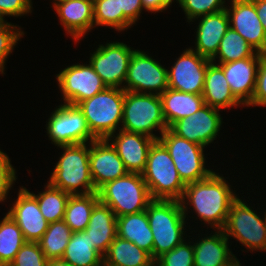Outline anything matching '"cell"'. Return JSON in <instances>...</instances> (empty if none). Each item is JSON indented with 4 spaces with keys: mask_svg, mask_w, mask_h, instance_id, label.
Instances as JSON below:
<instances>
[{
    "mask_svg": "<svg viewBox=\"0 0 266 266\" xmlns=\"http://www.w3.org/2000/svg\"><path fill=\"white\" fill-rule=\"evenodd\" d=\"M235 195L225 178L213 171L205 179L186 184L180 202L185 215L188 209L185 205H192L197 216L202 219L201 221L211 225V228L213 226L217 230H222L230 206L237 198Z\"/></svg>",
    "mask_w": 266,
    "mask_h": 266,
    "instance_id": "cell-1",
    "label": "cell"
},
{
    "mask_svg": "<svg viewBox=\"0 0 266 266\" xmlns=\"http://www.w3.org/2000/svg\"><path fill=\"white\" fill-rule=\"evenodd\" d=\"M153 234V259L171 251L183 240L186 215L178 200L153 199L146 208Z\"/></svg>",
    "mask_w": 266,
    "mask_h": 266,
    "instance_id": "cell-2",
    "label": "cell"
},
{
    "mask_svg": "<svg viewBox=\"0 0 266 266\" xmlns=\"http://www.w3.org/2000/svg\"><path fill=\"white\" fill-rule=\"evenodd\" d=\"M86 145L84 143L58 146L64 152L48 181L52 186L69 195H85L97 192L89 166V148ZM80 186L84 189H79Z\"/></svg>",
    "mask_w": 266,
    "mask_h": 266,
    "instance_id": "cell-3",
    "label": "cell"
},
{
    "mask_svg": "<svg viewBox=\"0 0 266 266\" xmlns=\"http://www.w3.org/2000/svg\"><path fill=\"white\" fill-rule=\"evenodd\" d=\"M142 176L152 199H182L186 184L180 178L168 150L159 140H155L149 149Z\"/></svg>",
    "mask_w": 266,
    "mask_h": 266,
    "instance_id": "cell-4",
    "label": "cell"
},
{
    "mask_svg": "<svg viewBox=\"0 0 266 266\" xmlns=\"http://www.w3.org/2000/svg\"><path fill=\"white\" fill-rule=\"evenodd\" d=\"M125 90L106 87L77 106L83 112L91 133L97 139H107L122 123Z\"/></svg>",
    "mask_w": 266,
    "mask_h": 266,
    "instance_id": "cell-5",
    "label": "cell"
},
{
    "mask_svg": "<svg viewBox=\"0 0 266 266\" xmlns=\"http://www.w3.org/2000/svg\"><path fill=\"white\" fill-rule=\"evenodd\" d=\"M97 192L99 200L108 205L116 217L142 212L153 200L139 173L128 172L107 182Z\"/></svg>",
    "mask_w": 266,
    "mask_h": 266,
    "instance_id": "cell-6",
    "label": "cell"
},
{
    "mask_svg": "<svg viewBox=\"0 0 266 266\" xmlns=\"http://www.w3.org/2000/svg\"><path fill=\"white\" fill-rule=\"evenodd\" d=\"M157 128L160 135L168 128L160 95L125 91L121 130L158 140L160 136L153 134Z\"/></svg>",
    "mask_w": 266,
    "mask_h": 266,
    "instance_id": "cell-7",
    "label": "cell"
},
{
    "mask_svg": "<svg viewBox=\"0 0 266 266\" xmlns=\"http://www.w3.org/2000/svg\"><path fill=\"white\" fill-rule=\"evenodd\" d=\"M259 216L237 197L230 206L222 231L228 239L233 236L252 252L266 251V215L263 220Z\"/></svg>",
    "mask_w": 266,
    "mask_h": 266,
    "instance_id": "cell-8",
    "label": "cell"
},
{
    "mask_svg": "<svg viewBox=\"0 0 266 266\" xmlns=\"http://www.w3.org/2000/svg\"><path fill=\"white\" fill-rule=\"evenodd\" d=\"M168 150L185 184L207 178L213 171L205 168L203 146L188 141L167 128L158 139Z\"/></svg>",
    "mask_w": 266,
    "mask_h": 266,
    "instance_id": "cell-9",
    "label": "cell"
},
{
    "mask_svg": "<svg viewBox=\"0 0 266 266\" xmlns=\"http://www.w3.org/2000/svg\"><path fill=\"white\" fill-rule=\"evenodd\" d=\"M47 134L56 146L84 144L97 140L78 106L60 105L47 122Z\"/></svg>",
    "mask_w": 266,
    "mask_h": 266,
    "instance_id": "cell-10",
    "label": "cell"
},
{
    "mask_svg": "<svg viewBox=\"0 0 266 266\" xmlns=\"http://www.w3.org/2000/svg\"><path fill=\"white\" fill-rule=\"evenodd\" d=\"M167 70L144 51L134 50L129 62L125 91L161 95L168 88ZM149 90V92H148Z\"/></svg>",
    "mask_w": 266,
    "mask_h": 266,
    "instance_id": "cell-11",
    "label": "cell"
},
{
    "mask_svg": "<svg viewBox=\"0 0 266 266\" xmlns=\"http://www.w3.org/2000/svg\"><path fill=\"white\" fill-rule=\"evenodd\" d=\"M133 49L122 42L99 45L90 57V65L107 87H116L125 82Z\"/></svg>",
    "mask_w": 266,
    "mask_h": 266,
    "instance_id": "cell-12",
    "label": "cell"
},
{
    "mask_svg": "<svg viewBox=\"0 0 266 266\" xmlns=\"http://www.w3.org/2000/svg\"><path fill=\"white\" fill-rule=\"evenodd\" d=\"M56 77L64 103L75 106L107 87L90 64H74L63 69Z\"/></svg>",
    "mask_w": 266,
    "mask_h": 266,
    "instance_id": "cell-13",
    "label": "cell"
},
{
    "mask_svg": "<svg viewBox=\"0 0 266 266\" xmlns=\"http://www.w3.org/2000/svg\"><path fill=\"white\" fill-rule=\"evenodd\" d=\"M210 59L192 48L186 49L171 70H167L168 88L191 94H202Z\"/></svg>",
    "mask_w": 266,
    "mask_h": 266,
    "instance_id": "cell-14",
    "label": "cell"
},
{
    "mask_svg": "<svg viewBox=\"0 0 266 266\" xmlns=\"http://www.w3.org/2000/svg\"><path fill=\"white\" fill-rule=\"evenodd\" d=\"M221 125L219 109L205 104L193 115L174 122L169 129L174 134L205 147L216 140Z\"/></svg>",
    "mask_w": 266,
    "mask_h": 266,
    "instance_id": "cell-15",
    "label": "cell"
},
{
    "mask_svg": "<svg viewBox=\"0 0 266 266\" xmlns=\"http://www.w3.org/2000/svg\"><path fill=\"white\" fill-rule=\"evenodd\" d=\"M89 144V166L96 191L128 173L117 150L107 139H97Z\"/></svg>",
    "mask_w": 266,
    "mask_h": 266,
    "instance_id": "cell-16",
    "label": "cell"
},
{
    "mask_svg": "<svg viewBox=\"0 0 266 266\" xmlns=\"http://www.w3.org/2000/svg\"><path fill=\"white\" fill-rule=\"evenodd\" d=\"M226 8L230 28L238 32L257 52L266 54V32L251 0H232Z\"/></svg>",
    "mask_w": 266,
    "mask_h": 266,
    "instance_id": "cell-17",
    "label": "cell"
},
{
    "mask_svg": "<svg viewBox=\"0 0 266 266\" xmlns=\"http://www.w3.org/2000/svg\"><path fill=\"white\" fill-rule=\"evenodd\" d=\"M7 214L21 229L26 242H38L49 222L40 211L37 199L26 188H20L18 198Z\"/></svg>",
    "mask_w": 266,
    "mask_h": 266,
    "instance_id": "cell-18",
    "label": "cell"
},
{
    "mask_svg": "<svg viewBox=\"0 0 266 266\" xmlns=\"http://www.w3.org/2000/svg\"><path fill=\"white\" fill-rule=\"evenodd\" d=\"M261 56L262 53L256 52L249 58L218 64L223 69L232 94L242 105L251 103Z\"/></svg>",
    "mask_w": 266,
    "mask_h": 266,
    "instance_id": "cell-19",
    "label": "cell"
},
{
    "mask_svg": "<svg viewBox=\"0 0 266 266\" xmlns=\"http://www.w3.org/2000/svg\"><path fill=\"white\" fill-rule=\"evenodd\" d=\"M107 140L109 142L112 140L111 144L117 150L118 156L123 161L128 172L139 174L144 172L148 152L155 139L144 134L120 129L117 136L113 133Z\"/></svg>",
    "mask_w": 266,
    "mask_h": 266,
    "instance_id": "cell-20",
    "label": "cell"
},
{
    "mask_svg": "<svg viewBox=\"0 0 266 266\" xmlns=\"http://www.w3.org/2000/svg\"><path fill=\"white\" fill-rule=\"evenodd\" d=\"M58 17L75 41L84 36L94 26L93 1L54 0Z\"/></svg>",
    "mask_w": 266,
    "mask_h": 266,
    "instance_id": "cell-21",
    "label": "cell"
},
{
    "mask_svg": "<svg viewBox=\"0 0 266 266\" xmlns=\"http://www.w3.org/2000/svg\"><path fill=\"white\" fill-rule=\"evenodd\" d=\"M201 17L196 31L194 51L211 60L217 53L220 42L230 27L229 17L226 9Z\"/></svg>",
    "mask_w": 266,
    "mask_h": 266,
    "instance_id": "cell-22",
    "label": "cell"
},
{
    "mask_svg": "<svg viewBox=\"0 0 266 266\" xmlns=\"http://www.w3.org/2000/svg\"><path fill=\"white\" fill-rule=\"evenodd\" d=\"M117 217L110 207L100 200L95 204L85 231L95 249L104 256L117 236Z\"/></svg>",
    "mask_w": 266,
    "mask_h": 266,
    "instance_id": "cell-23",
    "label": "cell"
},
{
    "mask_svg": "<svg viewBox=\"0 0 266 266\" xmlns=\"http://www.w3.org/2000/svg\"><path fill=\"white\" fill-rule=\"evenodd\" d=\"M193 244L194 266H227L236 258L229 249L228 238L222 230Z\"/></svg>",
    "mask_w": 266,
    "mask_h": 266,
    "instance_id": "cell-24",
    "label": "cell"
},
{
    "mask_svg": "<svg viewBox=\"0 0 266 266\" xmlns=\"http://www.w3.org/2000/svg\"><path fill=\"white\" fill-rule=\"evenodd\" d=\"M202 95L205 104L216 109L225 110L241 104L232 94L223 69L213 62L208 64Z\"/></svg>",
    "mask_w": 266,
    "mask_h": 266,
    "instance_id": "cell-25",
    "label": "cell"
},
{
    "mask_svg": "<svg viewBox=\"0 0 266 266\" xmlns=\"http://www.w3.org/2000/svg\"><path fill=\"white\" fill-rule=\"evenodd\" d=\"M160 97L168 128L174 122L193 115L205 105L202 94L185 93L171 88H167Z\"/></svg>",
    "mask_w": 266,
    "mask_h": 266,
    "instance_id": "cell-26",
    "label": "cell"
},
{
    "mask_svg": "<svg viewBox=\"0 0 266 266\" xmlns=\"http://www.w3.org/2000/svg\"><path fill=\"white\" fill-rule=\"evenodd\" d=\"M117 236L133 242L153 258V234L146 210L117 217Z\"/></svg>",
    "mask_w": 266,
    "mask_h": 266,
    "instance_id": "cell-27",
    "label": "cell"
},
{
    "mask_svg": "<svg viewBox=\"0 0 266 266\" xmlns=\"http://www.w3.org/2000/svg\"><path fill=\"white\" fill-rule=\"evenodd\" d=\"M61 259L73 266H103V256L91 244L85 230L72 233Z\"/></svg>",
    "mask_w": 266,
    "mask_h": 266,
    "instance_id": "cell-28",
    "label": "cell"
},
{
    "mask_svg": "<svg viewBox=\"0 0 266 266\" xmlns=\"http://www.w3.org/2000/svg\"><path fill=\"white\" fill-rule=\"evenodd\" d=\"M151 259L148 252L133 242L116 236L103 256V266H141Z\"/></svg>",
    "mask_w": 266,
    "mask_h": 266,
    "instance_id": "cell-29",
    "label": "cell"
},
{
    "mask_svg": "<svg viewBox=\"0 0 266 266\" xmlns=\"http://www.w3.org/2000/svg\"><path fill=\"white\" fill-rule=\"evenodd\" d=\"M98 201V192L85 195H70L63 221L70 227L73 233L86 229L90 221L92 209Z\"/></svg>",
    "mask_w": 266,
    "mask_h": 266,
    "instance_id": "cell-30",
    "label": "cell"
},
{
    "mask_svg": "<svg viewBox=\"0 0 266 266\" xmlns=\"http://www.w3.org/2000/svg\"><path fill=\"white\" fill-rule=\"evenodd\" d=\"M72 233L63 220L49 223L48 229L38 241L45 257L48 260L61 259Z\"/></svg>",
    "mask_w": 266,
    "mask_h": 266,
    "instance_id": "cell-31",
    "label": "cell"
},
{
    "mask_svg": "<svg viewBox=\"0 0 266 266\" xmlns=\"http://www.w3.org/2000/svg\"><path fill=\"white\" fill-rule=\"evenodd\" d=\"M257 52L246 40L235 30L229 29L223 36L219 49L211 62L215 63V58H219V63H228L252 57Z\"/></svg>",
    "mask_w": 266,
    "mask_h": 266,
    "instance_id": "cell-32",
    "label": "cell"
},
{
    "mask_svg": "<svg viewBox=\"0 0 266 266\" xmlns=\"http://www.w3.org/2000/svg\"><path fill=\"white\" fill-rule=\"evenodd\" d=\"M25 242L19 226L6 214L0 221V264H10Z\"/></svg>",
    "mask_w": 266,
    "mask_h": 266,
    "instance_id": "cell-33",
    "label": "cell"
},
{
    "mask_svg": "<svg viewBox=\"0 0 266 266\" xmlns=\"http://www.w3.org/2000/svg\"><path fill=\"white\" fill-rule=\"evenodd\" d=\"M45 187L42 193H31L37 199L41 213L49 223L63 220L70 195L50 183Z\"/></svg>",
    "mask_w": 266,
    "mask_h": 266,
    "instance_id": "cell-34",
    "label": "cell"
},
{
    "mask_svg": "<svg viewBox=\"0 0 266 266\" xmlns=\"http://www.w3.org/2000/svg\"><path fill=\"white\" fill-rule=\"evenodd\" d=\"M94 25L109 26L118 31L131 27L133 23L120 10L119 0H94Z\"/></svg>",
    "mask_w": 266,
    "mask_h": 266,
    "instance_id": "cell-35",
    "label": "cell"
},
{
    "mask_svg": "<svg viewBox=\"0 0 266 266\" xmlns=\"http://www.w3.org/2000/svg\"><path fill=\"white\" fill-rule=\"evenodd\" d=\"M189 22L207 14L223 11L227 8L225 0H177Z\"/></svg>",
    "mask_w": 266,
    "mask_h": 266,
    "instance_id": "cell-36",
    "label": "cell"
},
{
    "mask_svg": "<svg viewBox=\"0 0 266 266\" xmlns=\"http://www.w3.org/2000/svg\"><path fill=\"white\" fill-rule=\"evenodd\" d=\"M158 266H194V248L183 240L171 251L156 259Z\"/></svg>",
    "mask_w": 266,
    "mask_h": 266,
    "instance_id": "cell-37",
    "label": "cell"
},
{
    "mask_svg": "<svg viewBox=\"0 0 266 266\" xmlns=\"http://www.w3.org/2000/svg\"><path fill=\"white\" fill-rule=\"evenodd\" d=\"M24 35L21 28L12 25L6 21L0 22V72H4V64L7 56L12 53V50L20 37Z\"/></svg>",
    "mask_w": 266,
    "mask_h": 266,
    "instance_id": "cell-38",
    "label": "cell"
},
{
    "mask_svg": "<svg viewBox=\"0 0 266 266\" xmlns=\"http://www.w3.org/2000/svg\"><path fill=\"white\" fill-rule=\"evenodd\" d=\"M48 259L38 242H25L10 263L13 266H47Z\"/></svg>",
    "mask_w": 266,
    "mask_h": 266,
    "instance_id": "cell-39",
    "label": "cell"
},
{
    "mask_svg": "<svg viewBox=\"0 0 266 266\" xmlns=\"http://www.w3.org/2000/svg\"><path fill=\"white\" fill-rule=\"evenodd\" d=\"M266 106V54H262L251 103L248 106Z\"/></svg>",
    "mask_w": 266,
    "mask_h": 266,
    "instance_id": "cell-40",
    "label": "cell"
},
{
    "mask_svg": "<svg viewBox=\"0 0 266 266\" xmlns=\"http://www.w3.org/2000/svg\"><path fill=\"white\" fill-rule=\"evenodd\" d=\"M31 0H0V19L5 16H22L31 13Z\"/></svg>",
    "mask_w": 266,
    "mask_h": 266,
    "instance_id": "cell-41",
    "label": "cell"
},
{
    "mask_svg": "<svg viewBox=\"0 0 266 266\" xmlns=\"http://www.w3.org/2000/svg\"><path fill=\"white\" fill-rule=\"evenodd\" d=\"M120 10L134 24L144 8L142 0H119Z\"/></svg>",
    "mask_w": 266,
    "mask_h": 266,
    "instance_id": "cell-42",
    "label": "cell"
},
{
    "mask_svg": "<svg viewBox=\"0 0 266 266\" xmlns=\"http://www.w3.org/2000/svg\"><path fill=\"white\" fill-rule=\"evenodd\" d=\"M15 175L16 174H0V202L6 199L12 184L17 179Z\"/></svg>",
    "mask_w": 266,
    "mask_h": 266,
    "instance_id": "cell-43",
    "label": "cell"
},
{
    "mask_svg": "<svg viewBox=\"0 0 266 266\" xmlns=\"http://www.w3.org/2000/svg\"><path fill=\"white\" fill-rule=\"evenodd\" d=\"M172 1L173 0H142V5L145 10L156 13L167 9L172 4Z\"/></svg>",
    "mask_w": 266,
    "mask_h": 266,
    "instance_id": "cell-44",
    "label": "cell"
},
{
    "mask_svg": "<svg viewBox=\"0 0 266 266\" xmlns=\"http://www.w3.org/2000/svg\"><path fill=\"white\" fill-rule=\"evenodd\" d=\"M256 7L257 16L266 32V0H251Z\"/></svg>",
    "mask_w": 266,
    "mask_h": 266,
    "instance_id": "cell-45",
    "label": "cell"
},
{
    "mask_svg": "<svg viewBox=\"0 0 266 266\" xmlns=\"http://www.w3.org/2000/svg\"><path fill=\"white\" fill-rule=\"evenodd\" d=\"M0 174H16L15 169L10 163V159L0 150Z\"/></svg>",
    "mask_w": 266,
    "mask_h": 266,
    "instance_id": "cell-46",
    "label": "cell"
},
{
    "mask_svg": "<svg viewBox=\"0 0 266 266\" xmlns=\"http://www.w3.org/2000/svg\"><path fill=\"white\" fill-rule=\"evenodd\" d=\"M47 266H73V265L69 264L68 262L62 259H51L48 260Z\"/></svg>",
    "mask_w": 266,
    "mask_h": 266,
    "instance_id": "cell-47",
    "label": "cell"
},
{
    "mask_svg": "<svg viewBox=\"0 0 266 266\" xmlns=\"http://www.w3.org/2000/svg\"><path fill=\"white\" fill-rule=\"evenodd\" d=\"M141 266H158L157 260L151 259L148 263L141 265Z\"/></svg>",
    "mask_w": 266,
    "mask_h": 266,
    "instance_id": "cell-48",
    "label": "cell"
},
{
    "mask_svg": "<svg viewBox=\"0 0 266 266\" xmlns=\"http://www.w3.org/2000/svg\"><path fill=\"white\" fill-rule=\"evenodd\" d=\"M241 263L238 261L237 258L233 259L227 266H241Z\"/></svg>",
    "mask_w": 266,
    "mask_h": 266,
    "instance_id": "cell-49",
    "label": "cell"
},
{
    "mask_svg": "<svg viewBox=\"0 0 266 266\" xmlns=\"http://www.w3.org/2000/svg\"><path fill=\"white\" fill-rule=\"evenodd\" d=\"M0 266H13L12 264H0Z\"/></svg>",
    "mask_w": 266,
    "mask_h": 266,
    "instance_id": "cell-50",
    "label": "cell"
}]
</instances>
